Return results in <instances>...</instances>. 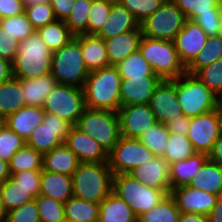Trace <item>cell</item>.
<instances>
[{
    "label": "cell",
    "mask_w": 222,
    "mask_h": 222,
    "mask_svg": "<svg viewBox=\"0 0 222 222\" xmlns=\"http://www.w3.org/2000/svg\"><path fill=\"white\" fill-rule=\"evenodd\" d=\"M122 78L116 66L89 72L83 91L86 108L118 112L121 107Z\"/></svg>",
    "instance_id": "cell-1"
},
{
    "label": "cell",
    "mask_w": 222,
    "mask_h": 222,
    "mask_svg": "<svg viewBox=\"0 0 222 222\" xmlns=\"http://www.w3.org/2000/svg\"><path fill=\"white\" fill-rule=\"evenodd\" d=\"M113 176L108 162L80 163L71 176L73 197L100 203L112 193Z\"/></svg>",
    "instance_id": "cell-2"
},
{
    "label": "cell",
    "mask_w": 222,
    "mask_h": 222,
    "mask_svg": "<svg viewBox=\"0 0 222 222\" xmlns=\"http://www.w3.org/2000/svg\"><path fill=\"white\" fill-rule=\"evenodd\" d=\"M52 51L37 31L20 41L18 53L12 62V74L16 79H30L51 73Z\"/></svg>",
    "instance_id": "cell-3"
},
{
    "label": "cell",
    "mask_w": 222,
    "mask_h": 222,
    "mask_svg": "<svg viewBox=\"0 0 222 222\" xmlns=\"http://www.w3.org/2000/svg\"><path fill=\"white\" fill-rule=\"evenodd\" d=\"M139 51L162 80H173L186 73L175 48L174 41L142 36Z\"/></svg>",
    "instance_id": "cell-4"
},
{
    "label": "cell",
    "mask_w": 222,
    "mask_h": 222,
    "mask_svg": "<svg viewBox=\"0 0 222 222\" xmlns=\"http://www.w3.org/2000/svg\"><path fill=\"white\" fill-rule=\"evenodd\" d=\"M112 192L124 200L137 217L144 212L150 211L170 194V191H161L148 187L129 173L113 176Z\"/></svg>",
    "instance_id": "cell-5"
},
{
    "label": "cell",
    "mask_w": 222,
    "mask_h": 222,
    "mask_svg": "<svg viewBox=\"0 0 222 222\" xmlns=\"http://www.w3.org/2000/svg\"><path fill=\"white\" fill-rule=\"evenodd\" d=\"M51 74L58 84L83 88L89 71L81 54L80 43L75 37L52 52Z\"/></svg>",
    "instance_id": "cell-6"
},
{
    "label": "cell",
    "mask_w": 222,
    "mask_h": 222,
    "mask_svg": "<svg viewBox=\"0 0 222 222\" xmlns=\"http://www.w3.org/2000/svg\"><path fill=\"white\" fill-rule=\"evenodd\" d=\"M75 126L98 142L107 154L120 138L117 112L86 108Z\"/></svg>",
    "instance_id": "cell-7"
},
{
    "label": "cell",
    "mask_w": 222,
    "mask_h": 222,
    "mask_svg": "<svg viewBox=\"0 0 222 222\" xmlns=\"http://www.w3.org/2000/svg\"><path fill=\"white\" fill-rule=\"evenodd\" d=\"M176 93L183 114L195 117L215 109L217 97L195 75L184 73L176 78Z\"/></svg>",
    "instance_id": "cell-8"
},
{
    "label": "cell",
    "mask_w": 222,
    "mask_h": 222,
    "mask_svg": "<svg viewBox=\"0 0 222 222\" xmlns=\"http://www.w3.org/2000/svg\"><path fill=\"white\" fill-rule=\"evenodd\" d=\"M185 14L172 0H165L161 6L140 27L145 37L174 41L186 21Z\"/></svg>",
    "instance_id": "cell-9"
},
{
    "label": "cell",
    "mask_w": 222,
    "mask_h": 222,
    "mask_svg": "<svg viewBox=\"0 0 222 222\" xmlns=\"http://www.w3.org/2000/svg\"><path fill=\"white\" fill-rule=\"evenodd\" d=\"M86 109L84 91L81 87L57 84L47 96L43 110L66 120L72 126Z\"/></svg>",
    "instance_id": "cell-10"
},
{
    "label": "cell",
    "mask_w": 222,
    "mask_h": 222,
    "mask_svg": "<svg viewBox=\"0 0 222 222\" xmlns=\"http://www.w3.org/2000/svg\"><path fill=\"white\" fill-rule=\"evenodd\" d=\"M152 153L139 139L120 136L108 153V165L114 175L128 174L139 165L153 159Z\"/></svg>",
    "instance_id": "cell-11"
},
{
    "label": "cell",
    "mask_w": 222,
    "mask_h": 222,
    "mask_svg": "<svg viewBox=\"0 0 222 222\" xmlns=\"http://www.w3.org/2000/svg\"><path fill=\"white\" fill-rule=\"evenodd\" d=\"M71 124L55 114L45 113L39 124L26 140V144L42 155L65 142Z\"/></svg>",
    "instance_id": "cell-12"
},
{
    "label": "cell",
    "mask_w": 222,
    "mask_h": 222,
    "mask_svg": "<svg viewBox=\"0 0 222 222\" xmlns=\"http://www.w3.org/2000/svg\"><path fill=\"white\" fill-rule=\"evenodd\" d=\"M220 136L221 131L214 110L191 118L187 137L196 152L208 155Z\"/></svg>",
    "instance_id": "cell-13"
},
{
    "label": "cell",
    "mask_w": 222,
    "mask_h": 222,
    "mask_svg": "<svg viewBox=\"0 0 222 222\" xmlns=\"http://www.w3.org/2000/svg\"><path fill=\"white\" fill-rule=\"evenodd\" d=\"M149 107L156 121L165 125L184 115L176 93V79L162 80L159 83L149 101Z\"/></svg>",
    "instance_id": "cell-14"
},
{
    "label": "cell",
    "mask_w": 222,
    "mask_h": 222,
    "mask_svg": "<svg viewBox=\"0 0 222 222\" xmlns=\"http://www.w3.org/2000/svg\"><path fill=\"white\" fill-rule=\"evenodd\" d=\"M120 136L138 139L147 129L157 123L149 104H134L120 107Z\"/></svg>",
    "instance_id": "cell-15"
},
{
    "label": "cell",
    "mask_w": 222,
    "mask_h": 222,
    "mask_svg": "<svg viewBox=\"0 0 222 222\" xmlns=\"http://www.w3.org/2000/svg\"><path fill=\"white\" fill-rule=\"evenodd\" d=\"M208 35L193 20H186L174 44L181 63L187 68L206 44Z\"/></svg>",
    "instance_id": "cell-16"
},
{
    "label": "cell",
    "mask_w": 222,
    "mask_h": 222,
    "mask_svg": "<svg viewBox=\"0 0 222 222\" xmlns=\"http://www.w3.org/2000/svg\"><path fill=\"white\" fill-rule=\"evenodd\" d=\"M170 195L180 212L199 213L206 216L211 212L220 197L192 188L189 185L171 189Z\"/></svg>",
    "instance_id": "cell-17"
},
{
    "label": "cell",
    "mask_w": 222,
    "mask_h": 222,
    "mask_svg": "<svg viewBox=\"0 0 222 222\" xmlns=\"http://www.w3.org/2000/svg\"><path fill=\"white\" fill-rule=\"evenodd\" d=\"M64 144L77 156L80 163L108 161V154L100 144L75 125L71 126Z\"/></svg>",
    "instance_id": "cell-18"
},
{
    "label": "cell",
    "mask_w": 222,
    "mask_h": 222,
    "mask_svg": "<svg viewBox=\"0 0 222 222\" xmlns=\"http://www.w3.org/2000/svg\"><path fill=\"white\" fill-rule=\"evenodd\" d=\"M162 79L159 76L122 78L120 89L121 107L134 104H149Z\"/></svg>",
    "instance_id": "cell-19"
},
{
    "label": "cell",
    "mask_w": 222,
    "mask_h": 222,
    "mask_svg": "<svg viewBox=\"0 0 222 222\" xmlns=\"http://www.w3.org/2000/svg\"><path fill=\"white\" fill-rule=\"evenodd\" d=\"M170 165L163 156H155L150 161L139 165L129 174L137 180L161 191H170Z\"/></svg>",
    "instance_id": "cell-20"
},
{
    "label": "cell",
    "mask_w": 222,
    "mask_h": 222,
    "mask_svg": "<svg viewBox=\"0 0 222 222\" xmlns=\"http://www.w3.org/2000/svg\"><path fill=\"white\" fill-rule=\"evenodd\" d=\"M142 36V29L139 26L136 30L105 39L109 65L115 66L130 54L138 51Z\"/></svg>",
    "instance_id": "cell-21"
},
{
    "label": "cell",
    "mask_w": 222,
    "mask_h": 222,
    "mask_svg": "<svg viewBox=\"0 0 222 222\" xmlns=\"http://www.w3.org/2000/svg\"><path fill=\"white\" fill-rule=\"evenodd\" d=\"M80 43L81 54L89 72L109 66L104 39L96 34L74 36Z\"/></svg>",
    "instance_id": "cell-22"
},
{
    "label": "cell",
    "mask_w": 222,
    "mask_h": 222,
    "mask_svg": "<svg viewBox=\"0 0 222 222\" xmlns=\"http://www.w3.org/2000/svg\"><path fill=\"white\" fill-rule=\"evenodd\" d=\"M139 26L140 24L131 12L117 0L112 3L109 18L97 35L104 40L110 39L119 34L136 30Z\"/></svg>",
    "instance_id": "cell-23"
},
{
    "label": "cell",
    "mask_w": 222,
    "mask_h": 222,
    "mask_svg": "<svg viewBox=\"0 0 222 222\" xmlns=\"http://www.w3.org/2000/svg\"><path fill=\"white\" fill-rule=\"evenodd\" d=\"M45 112L41 107L25 106L5 118V125L27 140L31 132L43 122Z\"/></svg>",
    "instance_id": "cell-24"
},
{
    "label": "cell",
    "mask_w": 222,
    "mask_h": 222,
    "mask_svg": "<svg viewBox=\"0 0 222 222\" xmlns=\"http://www.w3.org/2000/svg\"><path fill=\"white\" fill-rule=\"evenodd\" d=\"M20 81L26 106L43 108L45 100L55 86L57 81L49 73L30 79H18Z\"/></svg>",
    "instance_id": "cell-25"
},
{
    "label": "cell",
    "mask_w": 222,
    "mask_h": 222,
    "mask_svg": "<svg viewBox=\"0 0 222 222\" xmlns=\"http://www.w3.org/2000/svg\"><path fill=\"white\" fill-rule=\"evenodd\" d=\"M79 164L77 156L62 143L43 154L42 170L72 176Z\"/></svg>",
    "instance_id": "cell-26"
},
{
    "label": "cell",
    "mask_w": 222,
    "mask_h": 222,
    "mask_svg": "<svg viewBox=\"0 0 222 222\" xmlns=\"http://www.w3.org/2000/svg\"><path fill=\"white\" fill-rule=\"evenodd\" d=\"M39 195L53 198L64 204L73 197L71 176L42 170Z\"/></svg>",
    "instance_id": "cell-27"
},
{
    "label": "cell",
    "mask_w": 222,
    "mask_h": 222,
    "mask_svg": "<svg viewBox=\"0 0 222 222\" xmlns=\"http://www.w3.org/2000/svg\"><path fill=\"white\" fill-rule=\"evenodd\" d=\"M207 160V154L196 152L185 160L170 164L169 172L171 189L188 185Z\"/></svg>",
    "instance_id": "cell-28"
},
{
    "label": "cell",
    "mask_w": 222,
    "mask_h": 222,
    "mask_svg": "<svg viewBox=\"0 0 222 222\" xmlns=\"http://www.w3.org/2000/svg\"><path fill=\"white\" fill-rule=\"evenodd\" d=\"M98 222H137L132 208L113 192L99 203Z\"/></svg>",
    "instance_id": "cell-29"
},
{
    "label": "cell",
    "mask_w": 222,
    "mask_h": 222,
    "mask_svg": "<svg viewBox=\"0 0 222 222\" xmlns=\"http://www.w3.org/2000/svg\"><path fill=\"white\" fill-rule=\"evenodd\" d=\"M188 185L222 197V167L208 159Z\"/></svg>",
    "instance_id": "cell-30"
},
{
    "label": "cell",
    "mask_w": 222,
    "mask_h": 222,
    "mask_svg": "<svg viewBox=\"0 0 222 222\" xmlns=\"http://www.w3.org/2000/svg\"><path fill=\"white\" fill-rule=\"evenodd\" d=\"M25 106L23 90L18 79L12 77L0 84V114L4 118Z\"/></svg>",
    "instance_id": "cell-31"
},
{
    "label": "cell",
    "mask_w": 222,
    "mask_h": 222,
    "mask_svg": "<svg viewBox=\"0 0 222 222\" xmlns=\"http://www.w3.org/2000/svg\"><path fill=\"white\" fill-rule=\"evenodd\" d=\"M64 214L68 222H98L99 203L71 197L64 203Z\"/></svg>",
    "instance_id": "cell-32"
},
{
    "label": "cell",
    "mask_w": 222,
    "mask_h": 222,
    "mask_svg": "<svg viewBox=\"0 0 222 222\" xmlns=\"http://www.w3.org/2000/svg\"><path fill=\"white\" fill-rule=\"evenodd\" d=\"M0 196L5 214L35 198L29 189L20 185L12 176L0 184Z\"/></svg>",
    "instance_id": "cell-33"
},
{
    "label": "cell",
    "mask_w": 222,
    "mask_h": 222,
    "mask_svg": "<svg viewBox=\"0 0 222 222\" xmlns=\"http://www.w3.org/2000/svg\"><path fill=\"white\" fill-rule=\"evenodd\" d=\"M36 31L52 52L59 50L74 38V35L62 20H55Z\"/></svg>",
    "instance_id": "cell-34"
},
{
    "label": "cell",
    "mask_w": 222,
    "mask_h": 222,
    "mask_svg": "<svg viewBox=\"0 0 222 222\" xmlns=\"http://www.w3.org/2000/svg\"><path fill=\"white\" fill-rule=\"evenodd\" d=\"M222 57V36H208L206 44L194 61L186 68V73L195 75L200 69Z\"/></svg>",
    "instance_id": "cell-35"
},
{
    "label": "cell",
    "mask_w": 222,
    "mask_h": 222,
    "mask_svg": "<svg viewBox=\"0 0 222 222\" xmlns=\"http://www.w3.org/2000/svg\"><path fill=\"white\" fill-rule=\"evenodd\" d=\"M180 210L172 196L168 194L150 211L137 217V222H178Z\"/></svg>",
    "instance_id": "cell-36"
},
{
    "label": "cell",
    "mask_w": 222,
    "mask_h": 222,
    "mask_svg": "<svg viewBox=\"0 0 222 222\" xmlns=\"http://www.w3.org/2000/svg\"><path fill=\"white\" fill-rule=\"evenodd\" d=\"M43 155L25 144L18 150L9 162L11 176L26 170H42Z\"/></svg>",
    "instance_id": "cell-37"
},
{
    "label": "cell",
    "mask_w": 222,
    "mask_h": 222,
    "mask_svg": "<svg viewBox=\"0 0 222 222\" xmlns=\"http://www.w3.org/2000/svg\"><path fill=\"white\" fill-rule=\"evenodd\" d=\"M195 153L196 151L193 144L188 139L187 135L170 133L163 157L170 165L175 162L185 160Z\"/></svg>",
    "instance_id": "cell-38"
},
{
    "label": "cell",
    "mask_w": 222,
    "mask_h": 222,
    "mask_svg": "<svg viewBox=\"0 0 222 222\" xmlns=\"http://www.w3.org/2000/svg\"><path fill=\"white\" fill-rule=\"evenodd\" d=\"M115 66L121 78L157 76L139 50L130 54L126 59Z\"/></svg>",
    "instance_id": "cell-39"
},
{
    "label": "cell",
    "mask_w": 222,
    "mask_h": 222,
    "mask_svg": "<svg viewBox=\"0 0 222 222\" xmlns=\"http://www.w3.org/2000/svg\"><path fill=\"white\" fill-rule=\"evenodd\" d=\"M91 4L92 0H75L69 16L64 21L74 36L87 34Z\"/></svg>",
    "instance_id": "cell-40"
},
{
    "label": "cell",
    "mask_w": 222,
    "mask_h": 222,
    "mask_svg": "<svg viewBox=\"0 0 222 222\" xmlns=\"http://www.w3.org/2000/svg\"><path fill=\"white\" fill-rule=\"evenodd\" d=\"M170 133L165 124L157 122L138 138L155 156H163Z\"/></svg>",
    "instance_id": "cell-41"
},
{
    "label": "cell",
    "mask_w": 222,
    "mask_h": 222,
    "mask_svg": "<svg viewBox=\"0 0 222 222\" xmlns=\"http://www.w3.org/2000/svg\"><path fill=\"white\" fill-rule=\"evenodd\" d=\"M0 26L19 42L27 39L36 31L25 12L0 19Z\"/></svg>",
    "instance_id": "cell-42"
},
{
    "label": "cell",
    "mask_w": 222,
    "mask_h": 222,
    "mask_svg": "<svg viewBox=\"0 0 222 222\" xmlns=\"http://www.w3.org/2000/svg\"><path fill=\"white\" fill-rule=\"evenodd\" d=\"M40 222H65L64 204L43 195L34 198Z\"/></svg>",
    "instance_id": "cell-43"
},
{
    "label": "cell",
    "mask_w": 222,
    "mask_h": 222,
    "mask_svg": "<svg viewBox=\"0 0 222 222\" xmlns=\"http://www.w3.org/2000/svg\"><path fill=\"white\" fill-rule=\"evenodd\" d=\"M115 0H92L89 10L87 34H98L107 22Z\"/></svg>",
    "instance_id": "cell-44"
},
{
    "label": "cell",
    "mask_w": 222,
    "mask_h": 222,
    "mask_svg": "<svg viewBox=\"0 0 222 222\" xmlns=\"http://www.w3.org/2000/svg\"><path fill=\"white\" fill-rule=\"evenodd\" d=\"M185 14L186 19L193 20L199 14L219 13L222 0H172Z\"/></svg>",
    "instance_id": "cell-45"
},
{
    "label": "cell",
    "mask_w": 222,
    "mask_h": 222,
    "mask_svg": "<svg viewBox=\"0 0 222 222\" xmlns=\"http://www.w3.org/2000/svg\"><path fill=\"white\" fill-rule=\"evenodd\" d=\"M195 76L210 89L216 97L222 96V57L205 68L200 69Z\"/></svg>",
    "instance_id": "cell-46"
},
{
    "label": "cell",
    "mask_w": 222,
    "mask_h": 222,
    "mask_svg": "<svg viewBox=\"0 0 222 222\" xmlns=\"http://www.w3.org/2000/svg\"><path fill=\"white\" fill-rule=\"evenodd\" d=\"M26 144V140L5 124L0 128V159L10 162L12 156Z\"/></svg>",
    "instance_id": "cell-47"
},
{
    "label": "cell",
    "mask_w": 222,
    "mask_h": 222,
    "mask_svg": "<svg viewBox=\"0 0 222 222\" xmlns=\"http://www.w3.org/2000/svg\"><path fill=\"white\" fill-rule=\"evenodd\" d=\"M141 24L151 16L165 0H118Z\"/></svg>",
    "instance_id": "cell-48"
},
{
    "label": "cell",
    "mask_w": 222,
    "mask_h": 222,
    "mask_svg": "<svg viewBox=\"0 0 222 222\" xmlns=\"http://www.w3.org/2000/svg\"><path fill=\"white\" fill-rule=\"evenodd\" d=\"M24 12L36 30L56 20L50 2L25 7Z\"/></svg>",
    "instance_id": "cell-49"
},
{
    "label": "cell",
    "mask_w": 222,
    "mask_h": 222,
    "mask_svg": "<svg viewBox=\"0 0 222 222\" xmlns=\"http://www.w3.org/2000/svg\"><path fill=\"white\" fill-rule=\"evenodd\" d=\"M4 222H40L35 199L7 212Z\"/></svg>",
    "instance_id": "cell-50"
},
{
    "label": "cell",
    "mask_w": 222,
    "mask_h": 222,
    "mask_svg": "<svg viewBox=\"0 0 222 222\" xmlns=\"http://www.w3.org/2000/svg\"><path fill=\"white\" fill-rule=\"evenodd\" d=\"M41 175L42 170H26L20 173H14L12 177L18 181L20 185L29 189L34 197H37L40 194Z\"/></svg>",
    "instance_id": "cell-51"
},
{
    "label": "cell",
    "mask_w": 222,
    "mask_h": 222,
    "mask_svg": "<svg viewBox=\"0 0 222 222\" xmlns=\"http://www.w3.org/2000/svg\"><path fill=\"white\" fill-rule=\"evenodd\" d=\"M19 41L0 26V57L11 63L18 53Z\"/></svg>",
    "instance_id": "cell-52"
},
{
    "label": "cell",
    "mask_w": 222,
    "mask_h": 222,
    "mask_svg": "<svg viewBox=\"0 0 222 222\" xmlns=\"http://www.w3.org/2000/svg\"><path fill=\"white\" fill-rule=\"evenodd\" d=\"M193 21L196 22L208 36L221 35L219 13L199 14Z\"/></svg>",
    "instance_id": "cell-53"
},
{
    "label": "cell",
    "mask_w": 222,
    "mask_h": 222,
    "mask_svg": "<svg viewBox=\"0 0 222 222\" xmlns=\"http://www.w3.org/2000/svg\"><path fill=\"white\" fill-rule=\"evenodd\" d=\"M22 0H0V19L24 13Z\"/></svg>",
    "instance_id": "cell-54"
},
{
    "label": "cell",
    "mask_w": 222,
    "mask_h": 222,
    "mask_svg": "<svg viewBox=\"0 0 222 222\" xmlns=\"http://www.w3.org/2000/svg\"><path fill=\"white\" fill-rule=\"evenodd\" d=\"M75 0H51L50 4L56 20L65 21L69 16Z\"/></svg>",
    "instance_id": "cell-55"
},
{
    "label": "cell",
    "mask_w": 222,
    "mask_h": 222,
    "mask_svg": "<svg viewBox=\"0 0 222 222\" xmlns=\"http://www.w3.org/2000/svg\"><path fill=\"white\" fill-rule=\"evenodd\" d=\"M191 118L185 115L179 116L166 124L169 133L187 135Z\"/></svg>",
    "instance_id": "cell-56"
},
{
    "label": "cell",
    "mask_w": 222,
    "mask_h": 222,
    "mask_svg": "<svg viewBox=\"0 0 222 222\" xmlns=\"http://www.w3.org/2000/svg\"><path fill=\"white\" fill-rule=\"evenodd\" d=\"M208 159L222 167V134L214 143L212 151L208 154Z\"/></svg>",
    "instance_id": "cell-57"
},
{
    "label": "cell",
    "mask_w": 222,
    "mask_h": 222,
    "mask_svg": "<svg viewBox=\"0 0 222 222\" xmlns=\"http://www.w3.org/2000/svg\"><path fill=\"white\" fill-rule=\"evenodd\" d=\"M12 77V63L0 57V84L10 80Z\"/></svg>",
    "instance_id": "cell-58"
},
{
    "label": "cell",
    "mask_w": 222,
    "mask_h": 222,
    "mask_svg": "<svg viewBox=\"0 0 222 222\" xmlns=\"http://www.w3.org/2000/svg\"><path fill=\"white\" fill-rule=\"evenodd\" d=\"M178 222H208V216L199 213L180 212Z\"/></svg>",
    "instance_id": "cell-59"
},
{
    "label": "cell",
    "mask_w": 222,
    "mask_h": 222,
    "mask_svg": "<svg viewBox=\"0 0 222 222\" xmlns=\"http://www.w3.org/2000/svg\"><path fill=\"white\" fill-rule=\"evenodd\" d=\"M208 222H222V197H219L216 205L208 214Z\"/></svg>",
    "instance_id": "cell-60"
},
{
    "label": "cell",
    "mask_w": 222,
    "mask_h": 222,
    "mask_svg": "<svg viewBox=\"0 0 222 222\" xmlns=\"http://www.w3.org/2000/svg\"><path fill=\"white\" fill-rule=\"evenodd\" d=\"M11 177L9 162L0 159V184Z\"/></svg>",
    "instance_id": "cell-61"
},
{
    "label": "cell",
    "mask_w": 222,
    "mask_h": 222,
    "mask_svg": "<svg viewBox=\"0 0 222 222\" xmlns=\"http://www.w3.org/2000/svg\"><path fill=\"white\" fill-rule=\"evenodd\" d=\"M214 111L217 115L219 128L222 134V96L217 97Z\"/></svg>",
    "instance_id": "cell-62"
},
{
    "label": "cell",
    "mask_w": 222,
    "mask_h": 222,
    "mask_svg": "<svg viewBox=\"0 0 222 222\" xmlns=\"http://www.w3.org/2000/svg\"><path fill=\"white\" fill-rule=\"evenodd\" d=\"M24 7L33 6L35 4L49 3L51 0H22Z\"/></svg>",
    "instance_id": "cell-63"
},
{
    "label": "cell",
    "mask_w": 222,
    "mask_h": 222,
    "mask_svg": "<svg viewBox=\"0 0 222 222\" xmlns=\"http://www.w3.org/2000/svg\"><path fill=\"white\" fill-rule=\"evenodd\" d=\"M219 25L221 28V36H222V1L219 4Z\"/></svg>",
    "instance_id": "cell-64"
},
{
    "label": "cell",
    "mask_w": 222,
    "mask_h": 222,
    "mask_svg": "<svg viewBox=\"0 0 222 222\" xmlns=\"http://www.w3.org/2000/svg\"><path fill=\"white\" fill-rule=\"evenodd\" d=\"M5 216H6V214L2 208L1 196H0V222H4Z\"/></svg>",
    "instance_id": "cell-65"
},
{
    "label": "cell",
    "mask_w": 222,
    "mask_h": 222,
    "mask_svg": "<svg viewBox=\"0 0 222 222\" xmlns=\"http://www.w3.org/2000/svg\"><path fill=\"white\" fill-rule=\"evenodd\" d=\"M5 124V118L0 114V128Z\"/></svg>",
    "instance_id": "cell-66"
}]
</instances>
